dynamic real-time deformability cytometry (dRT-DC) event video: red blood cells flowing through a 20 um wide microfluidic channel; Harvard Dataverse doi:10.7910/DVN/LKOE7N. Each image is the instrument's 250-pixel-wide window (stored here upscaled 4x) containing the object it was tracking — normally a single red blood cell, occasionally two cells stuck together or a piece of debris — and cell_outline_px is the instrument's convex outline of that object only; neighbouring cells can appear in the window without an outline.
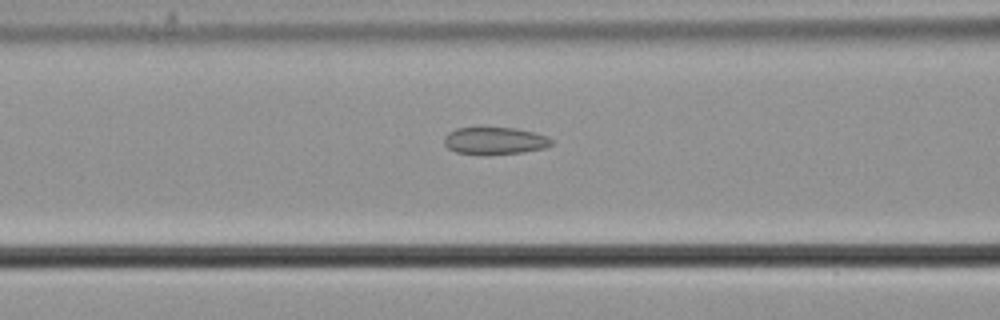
{"species": "common noctule bat (a hibernating species)", "species_latin": "Nyctalus noctula", "temperature_condition": "cold", "stored_images_in_passage": 30, "camera_frame_rate_fps": 3000, "um_per_image_px": 0.085, "animal": {"sex": "male", "body_mass_g": 21.5, "forearm_length_mm": 52.0}, "frame": {"image": 1, "passage_image": 9, "time_ms": 2.667, "image_size_px": [1000, 320], "cell_outline_px": [[552, 144], [544, 148], [524, 152], [488, 156], [484, 156], [456, 152], [448, 148], [444, 144], [444, 136], [448, 132], [456, 128], [516, 128], [548, 136], [552, 140]], "centroid_in_image_um": [42.03, 11.99], "position_along_channel_um": 124.6, "area_um2": 17.34}}
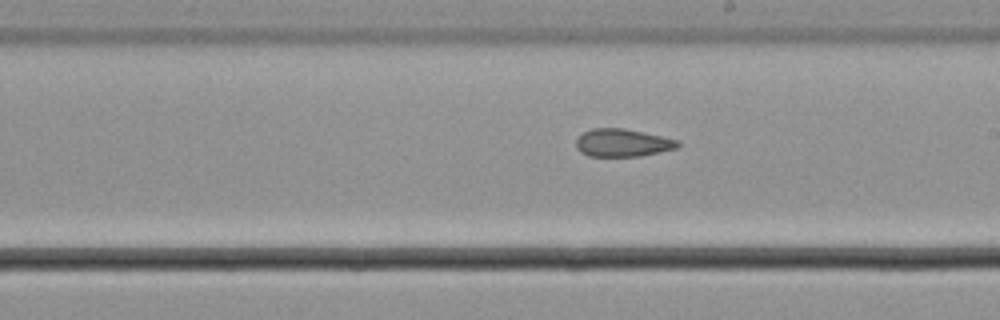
{"frame": {"image": 2, "passage_image": 18, "time_ms": 5.667, "image_size_px": [1000, 320], "cell_outline_px": [[680, 144], [676, 148], [640, 156], [588, 156], [580, 152], [576, 148], [576, 140], [584, 132], [592, 128], [624, 128], [680, 140]], "centroid_in_image_um": [52.91, 12.13], "position_along_channel_um": 236.1, "area_um2": 16.42}}
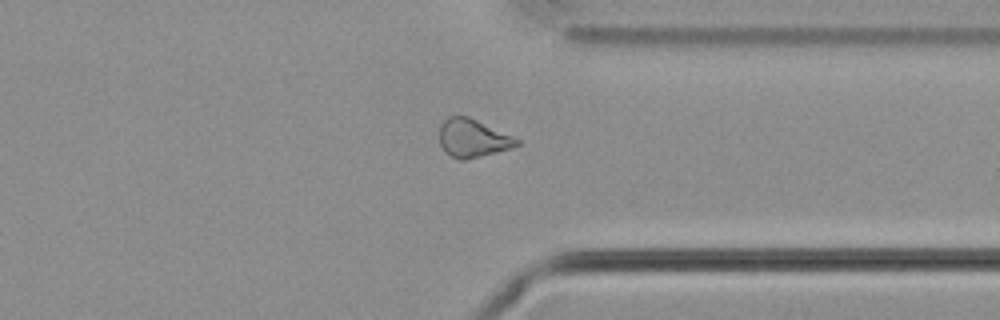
{"frame": {"image": 3, "passage_image": 29, "time_ms": 9.333, "image_size_px": [1000, 320], "cell_outline_px": [[520, 144], [512, 148], [464, 160], [460, 160], [452, 156], [440, 144], [440, 124], [448, 116], [468, 116], [512, 136], [520, 140]], "centroid_in_image_um": [40.19, 11.74], "position_along_channel_um": 371.2, "area_um2": 16.88}}